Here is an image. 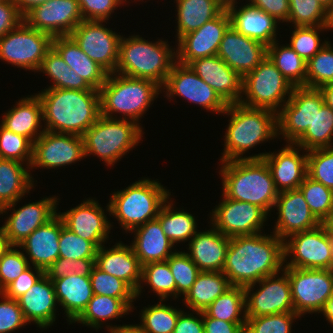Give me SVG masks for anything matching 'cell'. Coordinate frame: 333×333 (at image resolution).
Returning <instances> with one entry per match:
<instances>
[{
    "label": "cell",
    "mask_w": 333,
    "mask_h": 333,
    "mask_svg": "<svg viewBox=\"0 0 333 333\" xmlns=\"http://www.w3.org/2000/svg\"><path fill=\"white\" fill-rule=\"evenodd\" d=\"M303 154L301 155L299 151ZM308 151L288 143L281 150L271 153H259L248 156L247 159H263L272 175L277 191L284 192L298 189L308 174Z\"/></svg>",
    "instance_id": "7402d4cb"
},
{
    "label": "cell",
    "mask_w": 333,
    "mask_h": 333,
    "mask_svg": "<svg viewBox=\"0 0 333 333\" xmlns=\"http://www.w3.org/2000/svg\"><path fill=\"white\" fill-rule=\"evenodd\" d=\"M17 301L28 323L47 329L56 321L58 302L55 288L53 281L45 273Z\"/></svg>",
    "instance_id": "83f0119b"
},
{
    "label": "cell",
    "mask_w": 333,
    "mask_h": 333,
    "mask_svg": "<svg viewBox=\"0 0 333 333\" xmlns=\"http://www.w3.org/2000/svg\"><path fill=\"white\" fill-rule=\"evenodd\" d=\"M288 258L290 262H287ZM284 263V267L331 269L333 241L324 227L320 224L314 229L293 234L285 239Z\"/></svg>",
    "instance_id": "7c38bea8"
},
{
    "label": "cell",
    "mask_w": 333,
    "mask_h": 333,
    "mask_svg": "<svg viewBox=\"0 0 333 333\" xmlns=\"http://www.w3.org/2000/svg\"><path fill=\"white\" fill-rule=\"evenodd\" d=\"M202 314L203 317H212L227 322L246 323L244 287L231 286L217 297Z\"/></svg>",
    "instance_id": "b9f144b4"
},
{
    "label": "cell",
    "mask_w": 333,
    "mask_h": 333,
    "mask_svg": "<svg viewBox=\"0 0 333 333\" xmlns=\"http://www.w3.org/2000/svg\"><path fill=\"white\" fill-rule=\"evenodd\" d=\"M324 315L328 323L333 327V296L326 302V305L321 312Z\"/></svg>",
    "instance_id": "34e18365"
},
{
    "label": "cell",
    "mask_w": 333,
    "mask_h": 333,
    "mask_svg": "<svg viewBox=\"0 0 333 333\" xmlns=\"http://www.w3.org/2000/svg\"><path fill=\"white\" fill-rule=\"evenodd\" d=\"M83 20L108 21L111 14L127 0H77Z\"/></svg>",
    "instance_id": "6125c7cd"
},
{
    "label": "cell",
    "mask_w": 333,
    "mask_h": 333,
    "mask_svg": "<svg viewBox=\"0 0 333 333\" xmlns=\"http://www.w3.org/2000/svg\"><path fill=\"white\" fill-rule=\"evenodd\" d=\"M293 88L266 56L253 71L243 77L242 95L246 97H242L239 103L278 113L290 98Z\"/></svg>",
    "instance_id": "9c48e42d"
},
{
    "label": "cell",
    "mask_w": 333,
    "mask_h": 333,
    "mask_svg": "<svg viewBox=\"0 0 333 333\" xmlns=\"http://www.w3.org/2000/svg\"><path fill=\"white\" fill-rule=\"evenodd\" d=\"M156 305L141 309L140 324H136L144 333H173L180 312L179 308L168 306L163 300Z\"/></svg>",
    "instance_id": "bcb514c9"
},
{
    "label": "cell",
    "mask_w": 333,
    "mask_h": 333,
    "mask_svg": "<svg viewBox=\"0 0 333 333\" xmlns=\"http://www.w3.org/2000/svg\"><path fill=\"white\" fill-rule=\"evenodd\" d=\"M333 109L322 105L317 109L312 124L294 143L306 151L333 146Z\"/></svg>",
    "instance_id": "ee69618b"
},
{
    "label": "cell",
    "mask_w": 333,
    "mask_h": 333,
    "mask_svg": "<svg viewBox=\"0 0 333 333\" xmlns=\"http://www.w3.org/2000/svg\"><path fill=\"white\" fill-rule=\"evenodd\" d=\"M94 266L95 258L74 260L59 257L45 271V274L52 281L68 276L72 273L80 276H90Z\"/></svg>",
    "instance_id": "91938a15"
},
{
    "label": "cell",
    "mask_w": 333,
    "mask_h": 333,
    "mask_svg": "<svg viewBox=\"0 0 333 333\" xmlns=\"http://www.w3.org/2000/svg\"><path fill=\"white\" fill-rule=\"evenodd\" d=\"M10 246L11 245L7 237L5 236L2 228L0 227V259Z\"/></svg>",
    "instance_id": "11e5206c"
},
{
    "label": "cell",
    "mask_w": 333,
    "mask_h": 333,
    "mask_svg": "<svg viewBox=\"0 0 333 333\" xmlns=\"http://www.w3.org/2000/svg\"><path fill=\"white\" fill-rule=\"evenodd\" d=\"M287 23L293 26H322L326 23L327 9L318 0H289Z\"/></svg>",
    "instance_id": "f5cc1de1"
},
{
    "label": "cell",
    "mask_w": 333,
    "mask_h": 333,
    "mask_svg": "<svg viewBox=\"0 0 333 333\" xmlns=\"http://www.w3.org/2000/svg\"><path fill=\"white\" fill-rule=\"evenodd\" d=\"M298 189L302 192L313 215L321 222L333 207V190L308 175Z\"/></svg>",
    "instance_id": "681fc988"
},
{
    "label": "cell",
    "mask_w": 333,
    "mask_h": 333,
    "mask_svg": "<svg viewBox=\"0 0 333 333\" xmlns=\"http://www.w3.org/2000/svg\"><path fill=\"white\" fill-rule=\"evenodd\" d=\"M222 196V202L210 212V225L229 238L261 233L268 216L262 208Z\"/></svg>",
    "instance_id": "e0dca14e"
},
{
    "label": "cell",
    "mask_w": 333,
    "mask_h": 333,
    "mask_svg": "<svg viewBox=\"0 0 333 333\" xmlns=\"http://www.w3.org/2000/svg\"><path fill=\"white\" fill-rule=\"evenodd\" d=\"M82 202L64 213L58 212V215L66 228L99 248L109 239L112 224L96 199Z\"/></svg>",
    "instance_id": "603a6c76"
},
{
    "label": "cell",
    "mask_w": 333,
    "mask_h": 333,
    "mask_svg": "<svg viewBox=\"0 0 333 333\" xmlns=\"http://www.w3.org/2000/svg\"><path fill=\"white\" fill-rule=\"evenodd\" d=\"M230 25V14L225 8L196 31L183 35L177 41V61L188 65L195 59L217 55L223 35Z\"/></svg>",
    "instance_id": "ffe728a7"
},
{
    "label": "cell",
    "mask_w": 333,
    "mask_h": 333,
    "mask_svg": "<svg viewBox=\"0 0 333 333\" xmlns=\"http://www.w3.org/2000/svg\"><path fill=\"white\" fill-rule=\"evenodd\" d=\"M321 225L333 241V207L329 214L321 221Z\"/></svg>",
    "instance_id": "753ad0ef"
},
{
    "label": "cell",
    "mask_w": 333,
    "mask_h": 333,
    "mask_svg": "<svg viewBox=\"0 0 333 333\" xmlns=\"http://www.w3.org/2000/svg\"><path fill=\"white\" fill-rule=\"evenodd\" d=\"M44 273L45 272L39 268L33 266L32 269V266H29L1 293L9 298L17 300L25 294Z\"/></svg>",
    "instance_id": "be15d7a7"
},
{
    "label": "cell",
    "mask_w": 333,
    "mask_h": 333,
    "mask_svg": "<svg viewBox=\"0 0 333 333\" xmlns=\"http://www.w3.org/2000/svg\"><path fill=\"white\" fill-rule=\"evenodd\" d=\"M330 42L306 63L305 87L321 88L333 83V46Z\"/></svg>",
    "instance_id": "c3c4849f"
},
{
    "label": "cell",
    "mask_w": 333,
    "mask_h": 333,
    "mask_svg": "<svg viewBox=\"0 0 333 333\" xmlns=\"http://www.w3.org/2000/svg\"><path fill=\"white\" fill-rule=\"evenodd\" d=\"M20 200L0 209V215L7 213L9 209L13 210L5 220V224L1 226L11 246H18L34 230L48 223L58 214L56 211L59 201L56 196L44 197L16 209L15 206Z\"/></svg>",
    "instance_id": "d6986e66"
},
{
    "label": "cell",
    "mask_w": 333,
    "mask_h": 333,
    "mask_svg": "<svg viewBox=\"0 0 333 333\" xmlns=\"http://www.w3.org/2000/svg\"><path fill=\"white\" fill-rule=\"evenodd\" d=\"M191 69L227 103H239L243 78L218 55L198 58L188 64Z\"/></svg>",
    "instance_id": "484cf974"
},
{
    "label": "cell",
    "mask_w": 333,
    "mask_h": 333,
    "mask_svg": "<svg viewBox=\"0 0 333 333\" xmlns=\"http://www.w3.org/2000/svg\"><path fill=\"white\" fill-rule=\"evenodd\" d=\"M220 163L222 194L229 199L257 205L269 214L279 192L266 162L243 159Z\"/></svg>",
    "instance_id": "277c9868"
},
{
    "label": "cell",
    "mask_w": 333,
    "mask_h": 333,
    "mask_svg": "<svg viewBox=\"0 0 333 333\" xmlns=\"http://www.w3.org/2000/svg\"><path fill=\"white\" fill-rule=\"evenodd\" d=\"M325 28L326 31L333 30V3L327 8Z\"/></svg>",
    "instance_id": "2a66077c"
},
{
    "label": "cell",
    "mask_w": 333,
    "mask_h": 333,
    "mask_svg": "<svg viewBox=\"0 0 333 333\" xmlns=\"http://www.w3.org/2000/svg\"><path fill=\"white\" fill-rule=\"evenodd\" d=\"M24 21L52 37L69 36L83 21L77 0H49L30 10Z\"/></svg>",
    "instance_id": "44dd1931"
},
{
    "label": "cell",
    "mask_w": 333,
    "mask_h": 333,
    "mask_svg": "<svg viewBox=\"0 0 333 333\" xmlns=\"http://www.w3.org/2000/svg\"><path fill=\"white\" fill-rule=\"evenodd\" d=\"M284 241L276 234L230 238L222 270L231 286L246 287L284 268Z\"/></svg>",
    "instance_id": "6da1fadb"
},
{
    "label": "cell",
    "mask_w": 333,
    "mask_h": 333,
    "mask_svg": "<svg viewBox=\"0 0 333 333\" xmlns=\"http://www.w3.org/2000/svg\"><path fill=\"white\" fill-rule=\"evenodd\" d=\"M207 231H197L188 243V256L200 271L222 272L230 238L213 225Z\"/></svg>",
    "instance_id": "f546056e"
},
{
    "label": "cell",
    "mask_w": 333,
    "mask_h": 333,
    "mask_svg": "<svg viewBox=\"0 0 333 333\" xmlns=\"http://www.w3.org/2000/svg\"><path fill=\"white\" fill-rule=\"evenodd\" d=\"M0 158L25 162L26 166L30 167L33 158V143L28 138L0 125Z\"/></svg>",
    "instance_id": "db71d44e"
},
{
    "label": "cell",
    "mask_w": 333,
    "mask_h": 333,
    "mask_svg": "<svg viewBox=\"0 0 333 333\" xmlns=\"http://www.w3.org/2000/svg\"><path fill=\"white\" fill-rule=\"evenodd\" d=\"M36 95L42 105L44 129L49 132L82 136L101 116L96 89L46 88Z\"/></svg>",
    "instance_id": "7a4b0ae2"
},
{
    "label": "cell",
    "mask_w": 333,
    "mask_h": 333,
    "mask_svg": "<svg viewBox=\"0 0 333 333\" xmlns=\"http://www.w3.org/2000/svg\"><path fill=\"white\" fill-rule=\"evenodd\" d=\"M294 30L291 34L289 46L306 62H308L324 45L328 42L320 43L321 31L326 30L325 25L322 26H293ZM320 32V33H319Z\"/></svg>",
    "instance_id": "816d5d0a"
},
{
    "label": "cell",
    "mask_w": 333,
    "mask_h": 333,
    "mask_svg": "<svg viewBox=\"0 0 333 333\" xmlns=\"http://www.w3.org/2000/svg\"><path fill=\"white\" fill-rule=\"evenodd\" d=\"M147 284L151 290L158 295L160 300L167 298L176 300V283L171 273L168 261L152 262L142 265L140 287L136 291V298L141 295L143 286Z\"/></svg>",
    "instance_id": "f6af8a7d"
},
{
    "label": "cell",
    "mask_w": 333,
    "mask_h": 333,
    "mask_svg": "<svg viewBox=\"0 0 333 333\" xmlns=\"http://www.w3.org/2000/svg\"><path fill=\"white\" fill-rule=\"evenodd\" d=\"M278 42L267 46V57L293 87L305 86L307 62L289 44L279 46Z\"/></svg>",
    "instance_id": "7bdbcfd3"
},
{
    "label": "cell",
    "mask_w": 333,
    "mask_h": 333,
    "mask_svg": "<svg viewBox=\"0 0 333 333\" xmlns=\"http://www.w3.org/2000/svg\"><path fill=\"white\" fill-rule=\"evenodd\" d=\"M131 311L133 310L120 298L94 294L86 309L73 323L77 322L97 330L102 328L104 321L119 319Z\"/></svg>",
    "instance_id": "f35d334b"
},
{
    "label": "cell",
    "mask_w": 333,
    "mask_h": 333,
    "mask_svg": "<svg viewBox=\"0 0 333 333\" xmlns=\"http://www.w3.org/2000/svg\"><path fill=\"white\" fill-rule=\"evenodd\" d=\"M225 7H227L228 5L230 4H233V3H238L237 0H219Z\"/></svg>",
    "instance_id": "b9fcfbb0"
},
{
    "label": "cell",
    "mask_w": 333,
    "mask_h": 333,
    "mask_svg": "<svg viewBox=\"0 0 333 333\" xmlns=\"http://www.w3.org/2000/svg\"><path fill=\"white\" fill-rule=\"evenodd\" d=\"M131 232H134L135 236L130 246L141 265L167 261L176 251L173 248L174 244L165 235L158 219L148 221Z\"/></svg>",
    "instance_id": "1f68e13d"
},
{
    "label": "cell",
    "mask_w": 333,
    "mask_h": 333,
    "mask_svg": "<svg viewBox=\"0 0 333 333\" xmlns=\"http://www.w3.org/2000/svg\"><path fill=\"white\" fill-rule=\"evenodd\" d=\"M106 21L83 20L69 35L79 48L108 73H114L121 35L105 27Z\"/></svg>",
    "instance_id": "9a60e30c"
},
{
    "label": "cell",
    "mask_w": 333,
    "mask_h": 333,
    "mask_svg": "<svg viewBox=\"0 0 333 333\" xmlns=\"http://www.w3.org/2000/svg\"><path fill=\"white\" fill-rule=\"evenodd\" d=\"M89 277L93 294L120 298L134 309L132 302L136 300V292L126 282L102 271L96 265Z\"/></svg>",
    "instance_id": "7dc6e473"
},
{
    "label": "cell",
    "mask_w": 333,
    "mask_h": 333,
    "mask_svg": "<svg viewBox=\"0 0 333 333\" xmlns=\"http://www.w3.org/2000/svg\"><path fill=\"white\" fill-rule=\"evenodd\" d=\"M64 222L57 214L48 223L38 227L17 247L23 250L29 265L43 270L59 258V237ZM30 260V261H29Z\"/></svg>",
    "instance_id": "4316f807"
},
{
    "label": "cell",
    "mask_w": 333,
    "mask_h": 333,
    "mask_svg": "<svg viewBox=\"0 0 333 333\" xmlns=\"http://www.w3.org/2000/svg\"><path fill=\"white\" fill-rule=\"evenodd\" d=\"M291 285L294 312L299 316L321 313L333 296L331 269L284 267Z\"/></svg>",
    "instance_id": "8fae6325"
},
{
    "label": "cell",
    "mask_w": 333,
    "mask_h": 333,
    "mask_svg": "<svg viewBox=\"0 0 333 333\" xmlns=\"http://www.w3.org/2000/svg\"><path fill=\"white\" fill-rule=\"evenodd\" d=\"M230 287L231 284L223 272L201 271L183 297L184 304L192 311L203 312Z\"/></svg>",
    "instance_id": "74e56055"
},
{
    "label": "cell",
    "mask_w": 333,
    "mask_h": 333,
    "mask_svg": "<svg viewBox=\"0 0 333 333\" xmlns=\"http://www.w3.org/2000/svg\"><path fill=\"white\" fill-rule=\"evenodd\" d=\"M37 72L50 77L53 84L48 88L92 90L83 77L71 69L53 47L47 51Z\"/></svg>",
    "instance_id": "60d3db41"
},
{
    "label": "cell",
    "mask_w": 333,
    "mask_h": 333,
    "mask_svg": "<svg viewBox=\"0 0 333 333\" xmlns=\"http://www.w3.org/2000/svg\"><path fill=\"white\" fill-rule=\"evenodd\" d=\"M98 247L91 241L76 235L65 226L59 237V257L68 259L95 258Z\"/></svg>",
    "instance_id": "6f0895ef"
},
{
    "label": "cell",
    "mask_w": 333,
    "mask_h": 333,
    "mask_svg": "<svg viewBox=\"0 0 333 333\" xmlns=\"http://www.w3.org/2000/svg\"><path fill=\"white\" fill-rule=\"evenodd\" d=\"M143 128L128 119H99L82 135L85 156L96 155L106 166H113L142 140Z\"/></svg>",
    "instance_id": "ba28073f"
},
{
    "label": "cell",
    "mask_w": 333,
    "mask_h": 333,
    "mask_svg": "<svg viewBox=\"0 0 333 333\" xmlns=\"http://www.w3.org/2000/svg\"><path fill=\"white\" fill-rule=\"evenodd\" d=\"M248 4L266 12L278 22L288 21L290 13L289 0H249Z\"/></svg>",
    "instance_id": "e7e4bbea"
},
{
    "label": "cell",
    "mask_w": 333,
    "mask_h": 333,
    "mask_svg": "<svg viewBox=\"0 0 333 333\" xmlns=\"http://www.w3.org/2000/svg\"><path fill=\"white\" fill-rule=\"evenodd\" d=\"M308 176L333 190V146L308 151Z\"/></svg>",
    "instance_id": "9f6ffc18"
},
{
    "label": "cell",
    "mask_w": 333,
    "mask_h": 333,
    "mask_svg": "<svg viewBox=\"0 0 333 333\" xmlns=\"http://www.w3.org/2000/svg\"><path fill=\"white\" fill-rule=\"evenodd\" d=\"M324 99L319 88L294 87L290 98L277 113L278 137L295 143L312 124Z\"/></svg>",
    "instance_id": "4fadbf2b"
},
{
    "label": "cell",
    "mask_w": 333,
    "mask_h": 333,
    "mask_svg": "<svg viewBox=\"0 0 333 333\" xmlns=\"http://www.w3.org/2000/svg\"><path fill=\"white\" fill-rule=\"evenodd\" d=\"M153 43L139 35L122 36L115 73L148 79L162 87L177 61L175 48L163 39Z\"/></svg>",
    "instance_id": "5b68a950"
},
{
    "label": "cell",
    "mask_w": 333,
    "mask_h": 333,
    "mask_svg": "<svg viewBox=\"0 0 333 333\" xmlns=\"http://www.w3.org/2000/svg\"><path fill=\"white\" fill-rule=\"evenodd\" d=\"M29 266L24 252L10 246L0 259V293Z\"/></svg>",
    "instance_id": "680465c9"
},
{
    "label": "cell",
    "mask_w": 333,
    "mask_h": 333,
    "mask_svg": "<svg viewBox=\"0 0 333 333\" xmlns=\"http://www.w3.org/2000/svg\"><path fill=\"white\" fill-rule=\"evenodd\" d=\"M281 272L282 276L277 273L244 287L246 317L294 312L290 281L287 273L284 270ZM257 284L260 288L254 292Z\"/></svg>",
    "instance_id": "2e32d148"
},
{
    "label": "cell",
    "mask_w": 333,
    "mask_h": 333,
    "mask_svg": "<svg viewBox=\"0 0 333 333\" xmlns=\"http://www.w3.org/2000/svg\"><path fill=\"white\" fill-rule=\"evenodd\" d=\"M99 93L101 116L117 119L118 116L115 114L122 113L121 119L141 124L138 123L140 118L162 91L161 87L151 80L114 72L108 74Z\"/></svg>",
    "instance_id": "52a82bcc"
},
{
    "label": "cell",
    "mask_w": 333,
    "mask_h": 333,
    "mask_svg": "<svg viewBox=\"0 0 333 333\" xmlns=\"http://www.w3.org/2000/svg\"><path fill=\"white\" fill-rule=\"evenodd\" d=\"M161 91L166 92L165 96L168 100L174 96L183 97L185 100L217 114L223 113L228 106L220 95L204 82L189 65L181 64L178 61L173 65Z\"/></svg>",
    "instance_id": "5bb4252c"
},
{
    "label": "cell",
    "mask_w": 333,
    "mask_h": 333,
    "mask_svg": "<svg viewBox=\"0 0 333 333\" xmlns=\"http://www.w3.org/2000/svg\"><path fill=\"white\" fill-rule=\"evenodd\" d=\"M24 17L18 11L14 0H5L0 3V38L17 27Z\"/></svg>",
    "instance_id": "03108f58"
},
{
    "label": "cell",
    "mask_w": 333,
    "mask_h": 333,
    "mask_svg": "<svg viewBox=\"0 0 333 333\" xmlns=\"http://www.w3.org/2000/svg\"><path fill=\"white\" fill-rule=\"evenodd\" d=\"M177 41L217 17L226 7L219 0H175Z\"/></svg>",
    "instance_id": "8d00e7d4"
},
{
    "label": "cell",
    "mask_w": 333,
    "mask_h": 333,
    "mask_svg": "<svg viewBox=\"0 0 333 333\" xmlns=\"http://www.w3.org/2000/svg\"><path fill=\"white\" fill-rule=\"evenodd\" d=\"M274 207L278 217L271 233L283 241L293 234L314 229L321 224L299 189L280 192Z\"/></svg>",
    "instance_id": "cb8c5ba5"
},
{
    "label": "cell",
    "mask_w": 333,
    "mask_h": 333,
    "mask_svg": "<svg viewBox=\"0 0 333 333\" xmlns=\"http://www.w3.org/2000/svg\"><path fill=\"white\" fill-rule=\"evenodd\" d=\"M299 318L295 312L246 317L244 333H291L293 322Z\"/></svg>",
    "instance_id": "11a10c76"
},
{
    "label": "cell",
    "mask_w": 333,
    "mask_h": 333,
    "mask_svg": "<svg viewBox=\"0 0 333 333\" xmlns=\"http://www.w3.org/2000/svg\"><path fill=\"white\" fill-rule=\"evenodd\" d=\"M58 305L66 313V320L72 324L86 309L93 297L91 280L89 276L70 274L53 281Z\"/></svg>",
    "instance_id": "e575fe53"
},
{
    "label": "cell",
    "mask_w": 333,
    "mask_h": 333,
    "mask_svg": "<svg viewBox=\"0 0 333 333\" xmlns=\"http://www.w3.org/2000/svg\"><path fill=\"white\" fill-rule=\"evenodd\" d=\"M170 193L159 181L142 178L123 190L113 192L106 211L118 219L122 230L131 233L133 229L157 219L164 203L170 200Z\"/></svg>",
    "instance_id": "8992f818"
},
{
    "label": "cell",
    "mask_w": 333,
    "mask_h": 333,
    "mask_svg": "<svg viewBox=\"0 0 333 333\" xmlns=\"http://www.w3.org/2000/svg\"><path fill=\"white\" fill-rule=\"evenodd\" d=\"M222 114L230 115L219 159L222 162L247 159L243 154L250 148L278 136L277 113L272 110L232 103Z\"/></svg>",
    "instance_id": "3957f363"
},
{
    "label": "cell",
    "mask_w": 333,
    "mask_h": 333,
    "mask_svg": "<svg viewBox=\"0 0 333 333\" xmlns=\"http://www.w3.org/2000/svg\"><path fill=\"white\" fill-rule=\"evenodd\" d=\"M217 55L242 78L267 56V46L246 37L232 25L225 31Z\"/></svg>",
    "instance_id": "d4e9b609"
},
{
    "label": "cell",
    "mask_w": 333,
    "mask_h": 333,
    "mask_svg": "<svg viewBox=\"0 0 333 333\" xmlns=\"http://www.w3.org/2000/svg\"><path fill=\"white\" fill-rule=\"evenodd\" d=\"M48 1L49 0H14V3L20 14L24 17L34 7L46 3Z\"/></svg>",
    "instance_id": "89a4df30"
},
{
    "label": "cell",
    "mask_w": 333,
    "mask_h": 333,
    "mask_svg": "<svg viewBox=\"0 0 333 333\" xmlns=\"http://www.w3.org/2000/svg\"><path fill=\"white\" fill-rule=\"evenodd\" d=\"M25 163L0 158V209L16 202L33 189L34 181ZM28 167V168H27Z\"/></svg>",
    "instance_id": "d590c367"
},
{
    "label": "cell",
    "mask_w": 333,
    "mask_h": 333,
    "mask_svg": "<svg viewBox=\"0 0 333 333\" xmlns=\"http://www.w3.org/2000/svg\"><path fill=\"white\" fill-rule=\"evenodd\" d=\"M98 248L95 265L102 271L126 282L135 292L140 287L142 265L130 245L115 243L112 248Z\"/></svg>",
    "instance_id": "f1b7e54d"
},
{
    "label": "cell",
    "mask_w": 333,
    "mask_h": 333,
    "mask_svg": "<svg viewBox=\"0 0 333 333\" xmlns=\"http://www.w3.org/2000/svg\"><path fill=\"white\" fill-rule=\"evenodd\" d=\"M321 2V4H323V6L327 9L332 3L333 0H318Z\"/></svg>",
    "instance_id": "09005b40"
},
{
    "label": "cell",
    "mask_w": 333,
    "mask_h": 333,
    "mask_svg": "<svg viewBox=\"0 0 333 333\" xmlns=\"http://www.w3.org/2000/svg\"><path fill=\"white\" fill-rule=\"evenodd\" d=\"M193 314H197L199 318ZM173 333H204L202 312L193 311L192 313H187L182 310L178 316Z\"/></svg>",
    "instance_id": "003e7915"
},
{
    "label": "cell",
    "mask_w": 333,
    "mask_h": 333,
    "mask_svg": "<svg viewBox=\"0 0 333 333\" xmlns=\"http://www.w3.org/2000/svg\"><path fill=\"white\" fill-rule=\"evenodd\" d=\"M2 117L0 123L2 127L28 138L32 143L45 131L41 122L43 121L42 105L36 94L18 100L16 105Z\"/></svg>",
    "instance_id": "d6a6232c"
},
{
    "label": "cell",
    "mask_w": 333,
    "mask_h": 333,
    "mask_svg": "<svg viewBox=\"0 0 333 333\" xmlns=\"http://www.w3.org/2000/svg\"><path fill=\"white\" fill-rule=\"evenodd\" d=\"M246 2V5L239 8L236 3L226 7L230 14L231 25L246 37L258 40L266 46L272 44L277 40L278 21L266 12L248 4V0Z\"/></svg>",
    "instance_id": "4dcf8cb0"
},
{
    "label": "cell",
    "mask_w": 333,
    "mask_h": 333,
    "mask_svg": "<svg viewBox=\"0 0 333 333\" xmlns=\"http://www.w3.org/2000/svg\"><path fill=\"white\" fill-rule=\"evenodd\" d=\"M170 199L162 206L157 219L165 235L173 244L190 241L197 233L196 219L184 209H174L172 198Z\"/></svg>",
    "instance_id": "ab89813d"
},
{
    "label": "cell",
    "mask_w": 333,
    "mask_h": 333,
    "mask_svg": "<svg viewBox=\"0 0 333 333\" xmlns=\"http://www.w3.org/2000/svg\"><path fill=\"white\" fill-rule=\"evenodd\" d=\"M319 89L322 93L324 103L333 109V83L324 85Z\"/></svg>",
    "instance_id": "8c879c8a"
},
{
    "label": "cell",
    "mask_w": 333,
    "mask_h": 333,
    "mask_svg": "<svg viewBox=\"0 0 333 333\" xmlns=\"http://www.w3.org/2000/svg\"><path fill=\"white\" fill-rule=\"evenodd\" d=\"M52 47L71 69L83 77L92 89L99 91L106 82L109 73L90 59L70 36L53 37Z\"/></svg>",
    "instance_id": "836d02e7"
},
{
    "label": "cell",
    "mask_w": 333,
    "mask_h": 333,
    "mask_svg": "<svg viewBox=\"0 0 333 333\" xmlns=\"http://www.w3.org/2000/svg\"><path fill=\"white\" fill-rule=\"evenodd\" d=\"M114 326V327H113ZM110 323L109 325H106V328L108 329L109 333H144L136 324L135 325H113Z\"/></svg>",
    "instance_id": "2644e50d"
},
{
    "label": "cell",
    "mask_w": 333,
    "mask_h": 333,
    "mask_svg": "<svg viewBox=\"0 0 333 333\" xmlns=\"http://www.w3.org/2000/svg\"><path fill=\"white\" fill-rule=\"evenodd\" d=\"M0 333H12L27 325L17 300L0 293Z\"/></svg>",
    "instance_id": "94428289"
},
{
    "label": "cell",
    "mask_w": 333,
    "mask_h": 333,
    "mask_svg": "<svg viewBox=\"0 0 333 333\" xmlns=\"http://www.w3.org/2000/svg\"><path fill=\"white\" fill-rule=\"evenodd\" d=\"M167 261L176 283V298L184 297L201 271L185 251H175Z\"/></svg>",
    "instance_id": "f907efd6"
},
{
    "label": "cell",
    "mask_w": 333,
    "mask_h": 333,
    "mask_svg": "<svg viewBox=\"0 0 333 333\" xmlns=\"http://www.w3.org/2000/svg\"><path fill=\"white\" fill-rule=\"evenodd\" d=\"M86 158L82 136L44 131L33 143L30 169H56Z\"/></svg>",
    "instance_id": "ac0fdd59"
},
{
    "label": "cell",
    "mask_w": 333,
    "mask_h": 333,
    "mask_svg": "<svg viewBox=\"0 0 333 333\" xmlns=\"http://www.w3.org/2000/svg\"><path fill=\"white\" fill-rule=\"evenodd\" d=\"M245 324L203 317L204 333H244Z\"/></svg>",
    "instance_id": "a7ac6f4b"
},
{
    "label": "cell",
    "mask_w": 333,
    "mask_h": 333,
    "mask_svg": "<svg viewBox=\"0 0 333 333\" xmlns=\"http://www.w3.org/2000/svg\"><path fill=\"white\" fill-rule=\"evenodd\" d=\"M53 37L30 27L24 20L0 38V60L17 68L38 71Z\"/></svg>",
    "instance_id": "30bf717a"
}]
</instances>
